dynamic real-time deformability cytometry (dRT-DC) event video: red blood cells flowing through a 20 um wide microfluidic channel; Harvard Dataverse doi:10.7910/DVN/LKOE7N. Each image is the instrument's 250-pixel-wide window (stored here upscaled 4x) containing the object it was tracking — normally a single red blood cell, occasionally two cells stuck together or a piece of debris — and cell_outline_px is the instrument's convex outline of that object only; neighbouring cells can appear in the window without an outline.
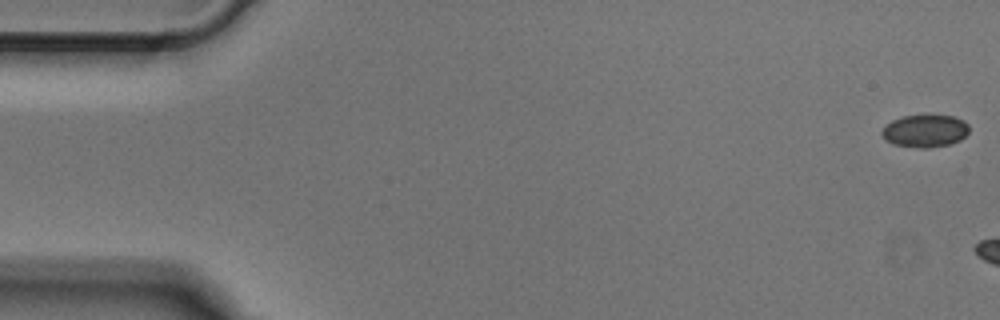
{"species": "Egyptian fruit bat (a non-hibernating species)", "species_latin": "Rousettus aegyptiacus", "temperature_condition": "cold", "stored_images_in_passage": 6, "camera_frame_rate_fps": 3000, "um_per_image_px": 0.085, "animal": {"sex": "male"}, "frame": {"image": 1, "passage_image": 1, "time_ms": 0.0, "image_size_px": [1000, 320], "cell_outline_px": [[968, 132], [960, 140], [948, 144], [928, 148], [920, 148], [892, 144], [880, 132], [892, 120], [904, 116], [924, 112], [956, 116], [964, 120], [968, 124]], "centroid_in_image_um": [78.66, 11.07], "position_along_channel_um": 6.3, "area_um2": 16.99}}